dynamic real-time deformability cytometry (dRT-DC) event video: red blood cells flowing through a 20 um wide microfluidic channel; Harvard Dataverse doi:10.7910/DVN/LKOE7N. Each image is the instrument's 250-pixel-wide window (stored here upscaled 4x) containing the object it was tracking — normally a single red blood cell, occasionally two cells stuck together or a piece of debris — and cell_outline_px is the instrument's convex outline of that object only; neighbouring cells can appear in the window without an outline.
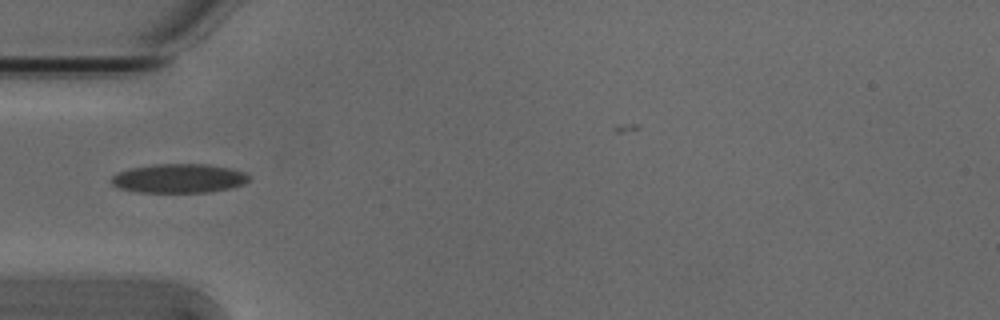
{"species": "Egyptian fruit bat (a non-hibernating species)", "species_latin": "Rousettus aegyptiacus", "temperature_condition": "cold", "stored_images_in_passage": 5, "camera_frame_rate_fps": 3000, "um_per_image_px": 0.085, "animal": {"sex": "male"}, "frame": {"image": 1, "passage_image": 4, "time_ms": 1.0, "image_size_px": [1000, 320], "cell_outline_px": [[252, 176], [244, 184], [228, 188], [208, 192], [136, 192], [120, 188], [112, 184], [112, 176], [116, 172], [132, 168], [152, 164], [208, 164], [232, 168], [244, 172]], "centroid_in_image_um": [15.22, 15.15], "position_along_channel_um": 69.8, "area_um2": 23.35}}